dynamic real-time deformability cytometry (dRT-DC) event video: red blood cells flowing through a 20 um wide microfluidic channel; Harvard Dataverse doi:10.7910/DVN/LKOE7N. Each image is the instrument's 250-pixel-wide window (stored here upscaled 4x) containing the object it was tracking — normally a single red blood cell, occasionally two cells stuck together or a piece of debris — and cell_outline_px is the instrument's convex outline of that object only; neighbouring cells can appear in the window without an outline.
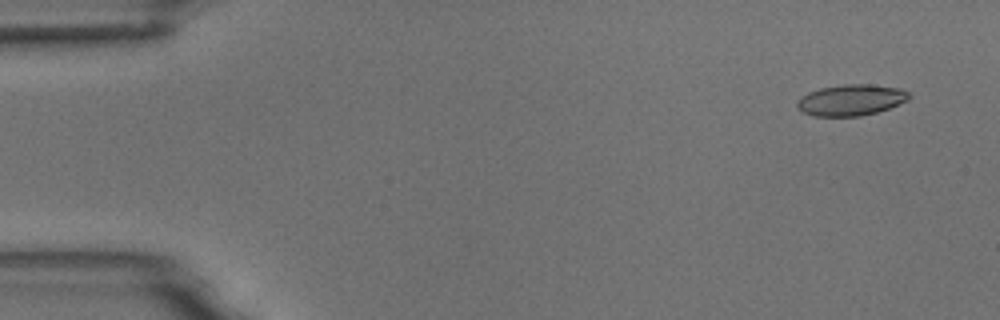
{"species": "common noctule bat (a hibernating species)", "species_latin": "Nyctalus noctula", "temperature_condition": "room temperature", "stored_images_in_passage": 10, "camera_frame_rate_fps": 3000, "um_per_image_px": 0.085, "animal": {"sex": "male", "body_mass_g": 18.8}, "frame": {"image": 1, "passage_image": 1, "time_ms": 0.0, "image_size_px": [1000, 320], "cell_outline_px": [[912, 96], [908, 100], [888, 108], [876, 112], [860, 116], [812, 116], [804, 112], [796, 104], [800, 96], [808, 92], [820, 88], [844, 84], [868, 84], [900, 88], [908, 92]], "centroid_in_image_um": [72.34, 8.49], "position_along_channel_um": 12.7, "area_um2": 20.23}}
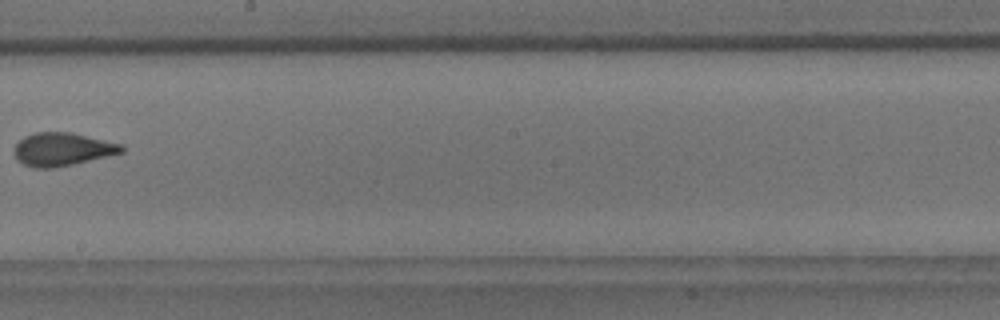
{"frame": {"image": 2, "passage_image": 9, "time_ms": 9.333, "image_size_px": [1000, 320], "cell_outline_px": [[124, 152], [72, 164], [52, 168], [32, 168], [16, 160], [12, 152], [16, 144], [24, 136], [36, 132], [72, 132], [124, 144]], "centroid_in_image_um": [5.28, 12.68], "position_along_channel_um": 242.9, "area_um2": 20.92}}
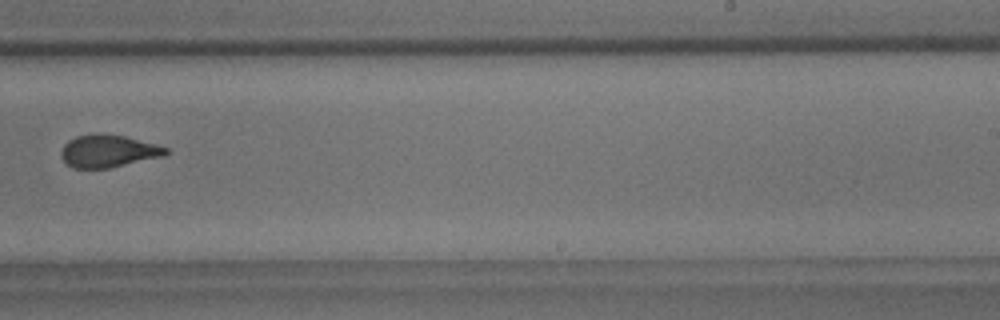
{"frame": {"image": 3, "passage_image": 10, "time_ms": 10.333, "image_size_px": [1000, 320], "cell_outline_px": [[168, 152], [164, 156], [108, 168], [72, 168], [60, 156], [60, 152], [64, 144], [68, 140], [76, 136], [92, 132], [104, 132], [124, 136], [156, 144], [168, 148]], "centroid_in_image_um": [9.17, 12.81], "position_along_channel_um": 279.8, "area_um2": 20.06}}